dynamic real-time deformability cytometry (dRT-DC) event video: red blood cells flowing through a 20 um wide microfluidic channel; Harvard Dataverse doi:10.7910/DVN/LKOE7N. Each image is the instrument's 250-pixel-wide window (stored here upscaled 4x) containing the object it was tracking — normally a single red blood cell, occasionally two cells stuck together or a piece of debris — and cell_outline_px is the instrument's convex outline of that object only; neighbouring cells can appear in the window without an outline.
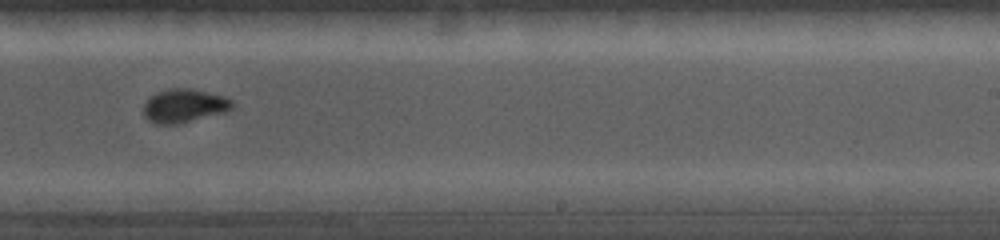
{"species": "common noctule bat (a hibernating species)", "species_latin": "Nyctalus noctula", "temperature_condition": "cold", "stored_images_in_passage": 17, "camera_frame_rate_fps": 5000, "um_per_image_px": 0.085, "animal": {"sex": "female", "body_mass_g": 19.0, "forearm_length_mm": 56.7}, "frame": {"image": 1, "passage_image": 15, "time_ms": 8.2, "image_size_px": [1000, 240], "cell_outline_px": [[236, 104], [228, 112], [176, 124], [152, 124], [144, 116], [144, 104], [148, 96], [156, 92], [168, 88], [192, 88], [224, 96], [232, 100]], "centroid_in_image_um": [15.65, 8.98], "position_along_channel_um": 273.3, "area_um2": 17.74}}